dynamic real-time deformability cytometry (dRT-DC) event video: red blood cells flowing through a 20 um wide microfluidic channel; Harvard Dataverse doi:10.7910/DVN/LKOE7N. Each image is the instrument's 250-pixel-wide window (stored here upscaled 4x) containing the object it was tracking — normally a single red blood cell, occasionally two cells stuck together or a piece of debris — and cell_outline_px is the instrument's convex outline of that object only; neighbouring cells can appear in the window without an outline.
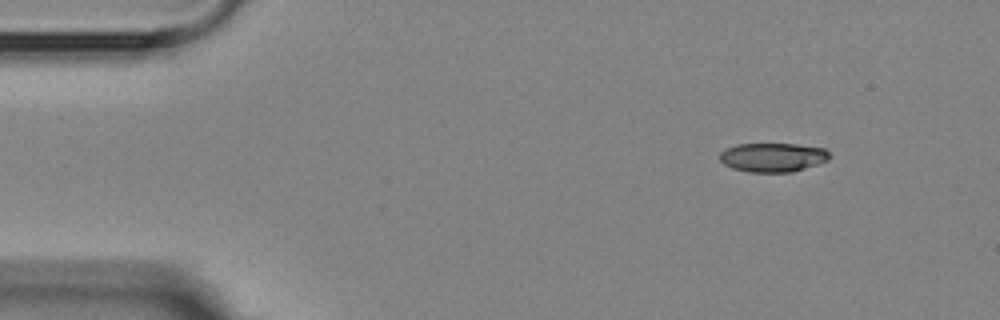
{"species": "Egyptian fruit bat (a non-hibernating species)", "species_latin": "Rousettus aegyptiacus", "temperature_condition": "room temperature", "stored_images_in_passage": 10, "camera_frame_rate_fps": 3000, "um_per_image_px": 0.085, "animal": {"sex": "female"}, "frame": {"image": 1, "passage_image": 1, "time_ms": 0.0, "image_size_px": [1000, 320], "cell_outline_px": [[828, 160], [792, 172], [748, 172], [732, 168], [724, 164], [720, 160], [720, 152], [736, 144], [796, 144], [824, 148], [828, 152]], "centroid_in_image_um": [65.66, 13.37], "position_along_channel_um": 19.3, "area_um2": 18.38}}
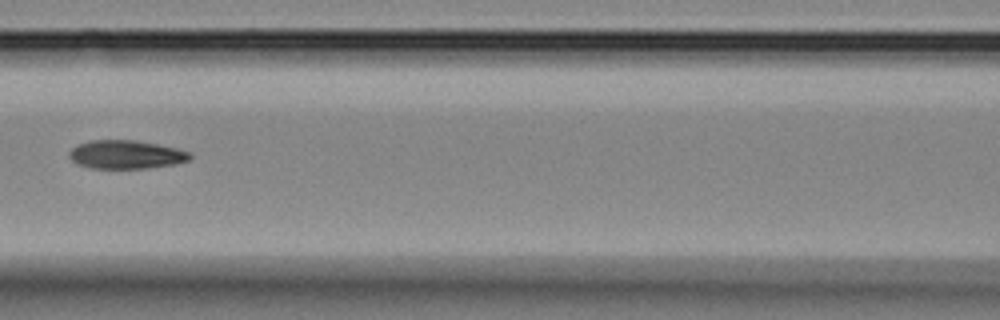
{"frame": {"image": 2, "passage_image": 6, "time_ms": 6.0, "image_size_px": [1000, 320], "cell_outline_px": [[192, 160], [176, 164], [148, 168], [92, 168], [80, 164], [72, 160], [68, 156], [68, 152], [76, 144], [92, 140], [132, 140], [156, 144], [176, 148], [192, 152]], "centroid_in_image_um": [10.75, 13.13], "position_along_channel_um": 155.9, "area_um2": 20.11}}
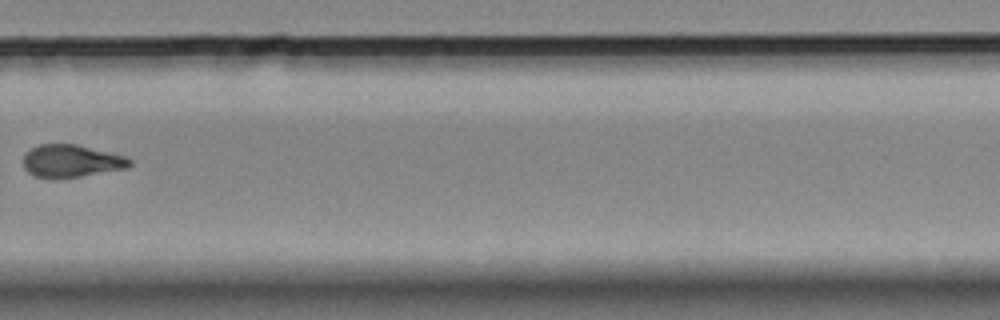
{"frame": {"image": 3, "passage_image": 10, "time_ms": 10.667, "image_size_px": [1000, 320], "cell_outline_px": [[132, 164], [128, 168], [56, 180], [52, 180], [32, 176], [24, 168], [24, 156], [32, 148], [40, 144], [76, 144], [128, 156], [132, 160]], "centroid_in_image_um": [6.08, 13.71], "position_along_channel_um": 323.7, "area_um2": 20.58}}